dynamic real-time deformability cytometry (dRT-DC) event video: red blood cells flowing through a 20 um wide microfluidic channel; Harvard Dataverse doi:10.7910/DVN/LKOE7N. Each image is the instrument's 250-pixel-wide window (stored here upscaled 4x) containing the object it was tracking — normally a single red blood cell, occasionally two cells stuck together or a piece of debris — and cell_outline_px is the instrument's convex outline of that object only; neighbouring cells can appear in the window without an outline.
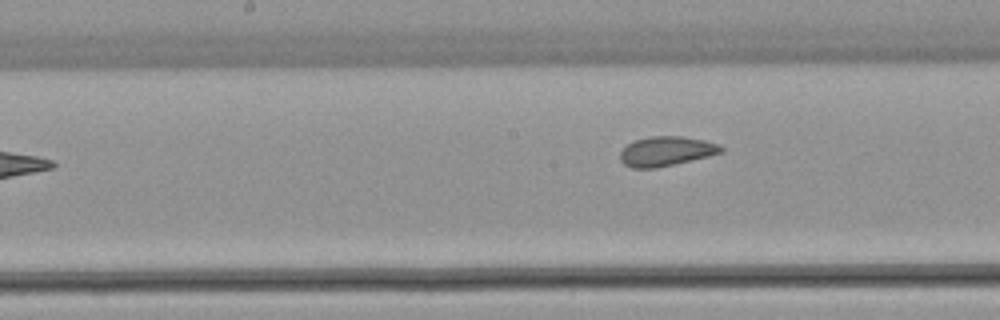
{"species": "common noctule bat (a hibernating species)", "species_latin": "Nyctalus noctula", "temperature_condition": "warm", "stored_images_in_passage": 6, "camera_frame_rate_fps": 3000, "um_per_image_px": 0.085, "animal": {"sex": "female", "body_mass_g": 22.7, "forearm_length_mm": 54.2}, "frame": {"image": 1, "passage_image": 6, "time_ms": 6.0, "image_size_px": [1000, 320], "cell_outline_px": [[724, 152], [708, 156], [656, 168], [632, 168], [624, 164], [620, 160], [620, 152], [628, 144], [636, 140], [652, 136], [684, 136], [704, 140], [720, 144], [724, 148]], "centroid_in_image_um": [56.65, 12.85], "position_along_channel_um": 191.5, "area_um2": 17.34}}